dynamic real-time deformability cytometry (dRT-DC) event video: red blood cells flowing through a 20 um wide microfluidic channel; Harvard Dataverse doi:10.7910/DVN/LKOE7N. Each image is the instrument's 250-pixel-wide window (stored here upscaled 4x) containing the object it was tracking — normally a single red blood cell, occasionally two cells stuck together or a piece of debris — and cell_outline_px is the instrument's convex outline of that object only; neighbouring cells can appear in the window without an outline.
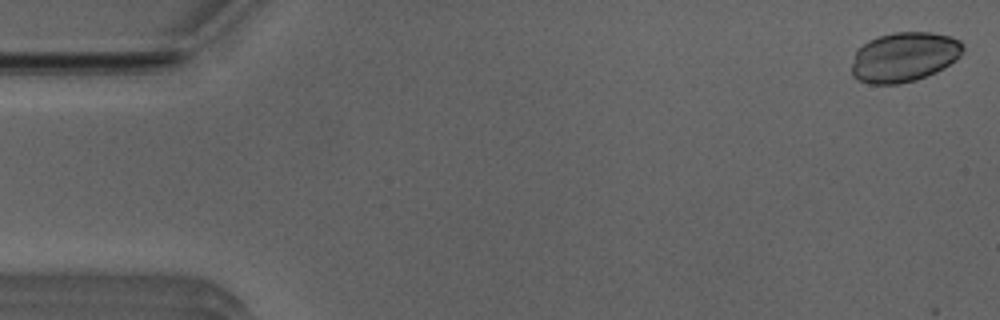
{"species": "Egyptian fruit bat (a non-hibernating species)", "species_latin": "Rousettus aegyptiacus", "temperature_condition": "room temperature", "stored_images_in_passage": 13, "camera_frame_rate_fps": 3000, "um_per_image_px": 0.085, "animal": {"sex": "male"}, "frame": {"image": 1, "passage_image": 1, "time_ms": 0.0, "image_size_px": [1000, 320], "cell_outline_px": [[964, 48], [960, 56], [956, 60], [936, 72], [916, 80], [900, 84], [872, 84], [860, 80], [852, 76], [852, 64], [856, 52], [868, 40], [892, 32], [932, 32], [952, 36], [960, 40], [964, 44]], "centroid_in_image_um": [76.89, 4.84], "position_along_channel_um": 8.1, "area_um2": 32.31}}